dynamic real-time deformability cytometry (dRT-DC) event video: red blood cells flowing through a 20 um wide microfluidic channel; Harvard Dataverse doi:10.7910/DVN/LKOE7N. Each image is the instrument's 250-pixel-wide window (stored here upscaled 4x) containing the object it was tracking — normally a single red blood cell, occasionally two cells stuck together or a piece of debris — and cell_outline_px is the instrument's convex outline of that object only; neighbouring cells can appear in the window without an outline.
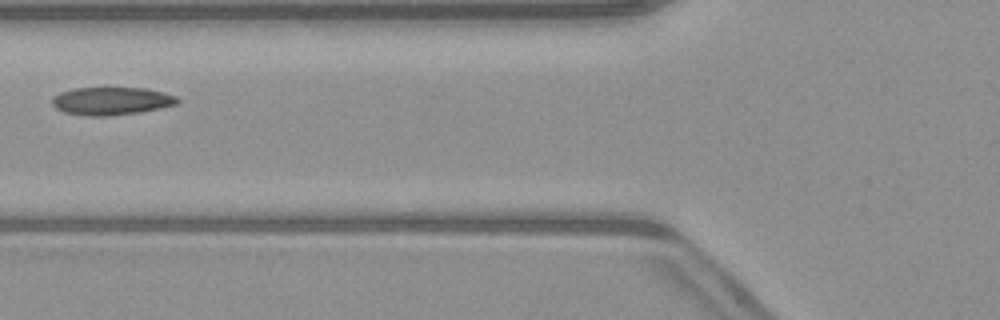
{"species": "common noctule bat (a hibernating species)", "species_latin": "Nyctalus noctula", "temperature_condition": "warm", "stored_images_in_passage": 5, "camera_frame_rate_fps": 3000, "um_per_image_px": 0.085, "animal": {"sex": "male", "body_mass_g": 23.1, "forearm_length_mm": 52.7}, "frame": {"image": 1, "passage_image": 4, "time_ms": 3.667, "image_size_px": [1000, 320], "cell_outline_px": [[180, 100], [176, 104], [160, 108], [136, 112], [104, 116], [88, 116], [64, 112], [56, 108], [52, 104], [52, 96], [60, 92], [72, 88], [148, 88], [164, 92], [176, 96]], "centroid_in_image_um": [9.45, 8.57], "position_along_channel_um": 116.4, "area_um2": 20.29}}
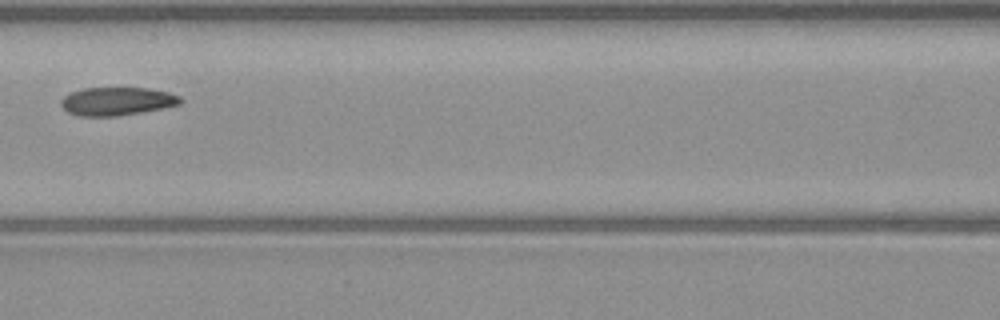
{"frame": {"image": 2, "passage_image": 5, "time_ms": 4.667, "image_size_px": [1000, 320], "cell_outline_px": [[184, 100], [180, 104], [140, 112], [116, 116], [80, 116], [68, 112], [60, 104], [60, 100], [64, 96], [72, 92], [84, 88], [148, 88], [168, 92], [180, 96]], "centroid_in_image_um": [9.94, 8.6], "position_along_channel_um": 156.7, "area_um2": 19.48}}